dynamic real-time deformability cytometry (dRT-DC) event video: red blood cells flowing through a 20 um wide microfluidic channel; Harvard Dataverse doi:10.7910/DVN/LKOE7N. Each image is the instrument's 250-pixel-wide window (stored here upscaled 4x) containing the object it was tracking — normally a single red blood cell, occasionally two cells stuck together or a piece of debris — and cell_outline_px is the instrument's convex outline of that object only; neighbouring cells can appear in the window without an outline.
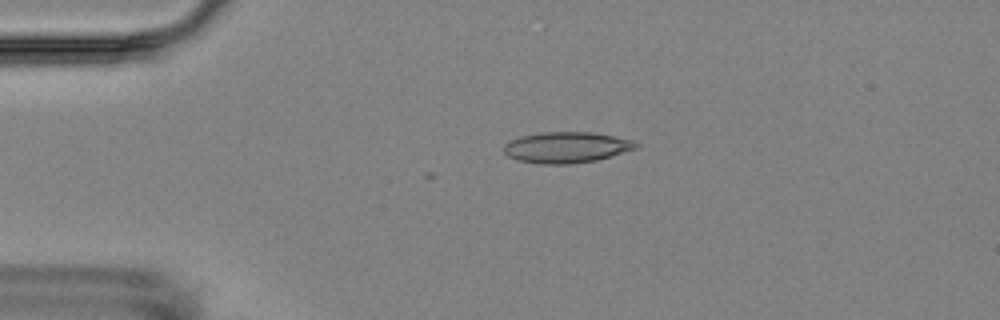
{"species": "Egyptian fruit bat (a non-hibernating species)", "species_latin": "Rousettus aegyptiacus", "temperature_condition": "room temperature", "stored_images_in_passage": 5, "camera_frame_rate_fps": 3000, "um_per_image_px": 0.085, "animal": {"sex": "female"}, "frame": {"image": 1, "passage_image": 5, "time_ms": 5.0, "image_size_px": [1000, 320], "cell_outline_px": [[640, 144], [636, 148], [596, 160], [572, 164], [540, 164], [516, 160], [508, 156], [504, 152], [504, 144], [520, 136], [544, 132], [592, 132], [632, 140]], "centroid_in_image_um": [48.11, 12.53], "position_along_channel_um": 36.9, "area_um2": 23.7}}